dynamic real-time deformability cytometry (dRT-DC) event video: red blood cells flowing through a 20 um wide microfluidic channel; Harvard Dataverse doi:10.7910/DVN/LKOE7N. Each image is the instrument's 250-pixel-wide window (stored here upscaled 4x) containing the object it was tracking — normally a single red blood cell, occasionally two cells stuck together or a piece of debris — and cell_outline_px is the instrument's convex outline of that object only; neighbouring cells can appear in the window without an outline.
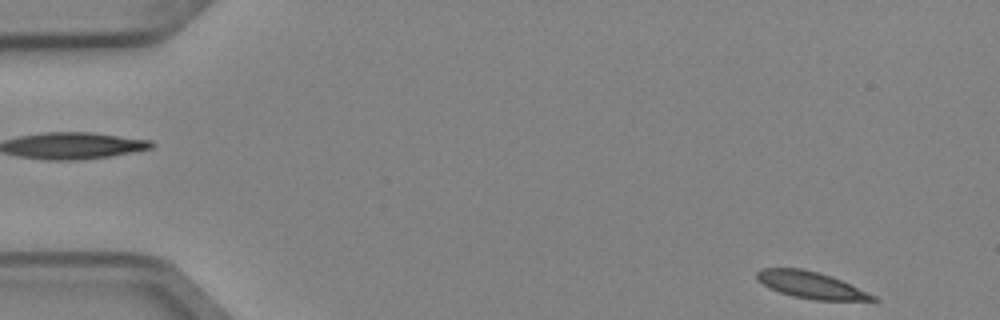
{"species": "Egyptian fruit bat (a non-hibernating species)", "species_latin": "Rousettus aegyptiacus", "temperature_condition": "cold", "stored_images_in_passage": 2, "segment_of_instrument_passage": [2, 2], "camera_frame_rate_fps": 3000, "um_per_image_px": 0.085, "animal": {"sex": "female"}, "frame": {"image": 1, "passage_image": 2, "time_ms": 0.333, "image_size_px": [1000, 320], "cell_outline_px": [[880, 300], [816, 300], [792, 296], [780, 292], [764, 284], [756, 276], [756, 272], [760, 268], [800, 268], [832, 276], [876, 296]], "centroid_in_image_um": [68.93, 24.22], "position_along_channel_um": 16.1, "area_um2": 17.69}}